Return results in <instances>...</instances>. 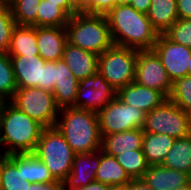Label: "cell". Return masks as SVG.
<instances>
[{"mask_svg":"<svg viewBox=\"0 0 191 190\" xmlns=\"http://www.w3.org/2000/svg\"><path fill=\"white\" fill-rule=\"evenodd\" d=\"M105 16L114 45L138 51L153 49L159 33L147 14L131 5H115Z\"/></svg>","mask_w":191,"mask_h":190,"instance_id":"obj_1","label":"cell"},{"mask_svg":"<svg viewBox=\"0 0 191 190\" xmlns=\"http://www.w3.org/2000/svg\"><path fill=\"white\" fill-rule=\"evenodd\" d=\"M44 128L10 101L0 102V149L6 154L33 153Z\"/></svg>","mask_w":191,"mask_h":190,"instance_id":"obj_2","label":"cell"},{"mask_svg":"<svg viewBox=\"0 0 191 190\" xmlns=\"http://www.w3.org/2000/svg\"><path fill=\"white\" fill-rule=\"evenodd\" d=\"M55 127L75 154L101 149L102 136L97 112L76 107L61 108Z\"/></svg>","mask_w":191,"mask_h":190,"instance_id":"obj_3","label":"cell"},{"mask_svg":"<svg viewBox=\"0 0 191 190\" xmlns=\"http://www.w3.org/2000/svg\"><path fill=\"white\" fill-rule=\"evenodd\" d=\"M65 29L68 43L98 56L113 45L105 15L76 13Z\"/></svg>","mask_w":191,"mask_h":190,"instance_id":"obj_4","label":"cell"},{"mask_svg":"<svg viewBox=\"0 0 191 190\" xmlns=\"http://www.w3.org/2000/svg\"><path fill=\"white\" fill-rule=\"evenodd\" d=\"M33 154L57 181L63 182L71 172L75 153L56 127L43 129Z\"/></svg>","mask_w":191,"mask_h":190,"instance_id":"obj_5","label":"cell"},{"mask_svg":"<svg viewBox=\"0 0 191 190\" xmlns=\"http://www.w3.org/2000/svg\"><path fill=\"white\" fill-rule=\"evenodd\" d=\"M138 50L112 45L99 55L98 72L116 90L135 78Z\"/></svg>","mask_w":191,"mask_h":190,"instance_id":"obj_6","label":"cell"},{"mask_svg":"<svg viewBox=\"0 0 191 190\" xmlns=\"http://www.w3.org/2000/svg\"><path fill=\"white\" fill-rule=\"evenodd\" d=\"M144 132L166 134L175 139L191 134V115L167 99L145 114Z\"/></svg>","mask_w":191,"mask_h":190,"instance_id":"obj_7","label":"cell"},{"mask_svg":"<svg viewBox=\"0 0 191 190\" xmlns=\"http://www.w3.org/2000/svg\"><path fill=\"white\" fill-rule=\"evenodd\" d=\"M10 102L46 127H55L59 110L53 93L39 87L17 88Z\"/></svg>","mask_w":191,"mask_h":190,"instance_id":"obj_8","label":"cell"},{"mask_svg":"<svg viewBox=\"0 0 191 190\" xmlns=\"http://www.w3.org/2000/svg\"><path fill=\"white\" fill-rule=\"evenodd\" d=\"M145 112L123 103L117 96L98 115L101 136L143 128Z\"/></svg>","mask_w":191,"mask_h":190,"instance_id":"obj_9","label":"cell"},{"mask_svg":"<svg viewBox=\"0 0 191 190\" xmlns=\"http://www.w3.org/2000/svg\"><path fill=\"white\" fill-rule=\"evenodd\" d=\"M134 82L160 91L167 98L172 89V81L153 50L138 51Z\"/></svg>","mask_w":191,"mask_h":190,"instance_id":"obj_10","label":"cell"},{"mask_svg":"<svg viewBox=\"0 0 191 190\" xmlns=\"http://www.w3.org/2000/svg\"><path fill=\"white\" fill-rule=\"evenodd\" d=\"M116 94L117 90L97 72L78 82L75 107L98 113L116 97Z\"/></svg>","mask_w":191,"mask_h":190,"instance_id":"obj_11","label":"cell"},{"mask_svg":"<svg viewBox=\"0 0 191 190\" xmlns=\"http://www.w3.org/2000/svg\"><path fill=\"white\" fill-rule=\"evenodd\" d=\"M152 50L160 58L172 82L188 75V63L191 58L190 47L172 42L164 34H159Z\"/></svg>","mask_w":191,"mask_h":190,"instance_id":"obj_12","label":"cell"},{"mask_svg":"<svg viewBox=\"0 0 191 190\" xmlns=\"http://www.w3.org/2000/svg\"><path fill=\"white\" fill-rule=\"evenodd\" d=\"M101 162V149L92 153L75 154L71 172L63 181L65 190H74L96 180V172Z\"/></svg>","mask_w":191,"mask_h":190,"instance_id":"obj_13","label":"cell"},{"mask_svg":"<svg viewBox=\"0 0 191 190\" xmlns=\"http://www.w3.org/2000/svg\"><path fill=\"white\" fill-rule=\"evenodd\" d=\"M17 88L39 87L45 61L40 55H9Z\"/></svg>","mask_w":191,"mask_h":190,"instance_id":"obj_14","label":"cell"},{"mask_svg":"<svg viewBox=\"0 0 191 190\" xmlns=\"http://www.w3.org/2000/svg\"><path fill=\"white\" fill-rule=\"evenodd\" d=\"M116 96L123 103L134 106L145 113L152 111L168 99L162 92L142 86L134 81L118 89Z\"/></svg>","mask_w":191,"mask_h":190,"instance_id":"obj_15","label":"cell"},{"mask_svg":"<svg viewBox=\"0 0 191 190\" xmlns=\"http://www.w3.org/2000/svg\"><path fill=\"white\" fill-rule=\"evenodd\" d=\"M38 53L45 61H57L63 58V49L67 42L65 27H36Z\"/></svg>","mask_w":191,"mask_h":190,"instance_id":"obj_16","label":"cell"},{"mask_svg":"<svg viewBox=\"0 0 191 190\" xmlns=\"http://www.w3.org/2000/svg\"><path fill=\"white\" fill-rule=\"evenodd\" d=\"M142 180L152 190H176L191 182V176L185 172L160 165H149Z\"/></svg>","mask_w":191,"mask_h":190,"instance_id":"obj_17","label":"cell"},{"mask_svg":"<svg viewBox=\"0 0 191 190\" xmlns=\"http://www.w3.org/2000/svg\"><path fill=\"white\" fill-rule=\"evenodd\" d=\"M62 59L79 81L98 72L99 56L68 42L64 46Z\"/></svg>","mask_w":191,"mask_h":190,"instance_id":"obj_18","label":"cell"},{"mask_svg":"<svg viewBox=\"0 0 191 190\" xmlns=\"http://www.w3.org/2000/svg\"><path fill=\"white\" fill-rule=\"evenodd\" d=\"M21 172L22 181L32 184H49L56 180L49 169L33 153H14L8 157Z\"/></svg>","mask_w":191,"mask_h":190,"instance_id":"obj_19","label":"cell"},{"mask_svg":"<svg viewBox=\"0 0 191 190\" xmlns=\"http://www.w3.org/2000/svg\"><path fill=\"white\" fill-rule=\"evenodd\" d=\"M57 75L53 96L57 106L61 108L75 107L79 80L73 75L63 59L56 61Z\"/></svg>","mask_w":191,"mask_h":190,"instance_id":"obj_20","label":"cell"},{"mask_svg":"<svg viewBox=\"0 0 191 190\" xmlns=\"http://www.w3.org/2000/svg\"><path fill=\"white\" fill-rule=\"evenodd\" d=\"M143 137V128L104 135L101 150L112 156L132 150H142Z\"/></svg>","mask_w":191,"mask_h":190,"instance_id":"obj_21","label":"cell"},{"mask_svg":"<svg viewBox=\"0 0 191 190\" xmlns=\"http://www.w3.org/2000/svg\"><path fill=\"white\" fill-rule=\"evenodd\" d=\"M147 17L159 34L167 31L177 20V0H151Z\"/></svg>","mask_w":191,"mask_h":190,"instance_id":"obj_22","label":"cell"},{"mask_svg":"<svg viewBox=\"0 0 191 190\" xmlns=\"http://www.w3.org/2000/svg\"><path fill=\"white\" fill-rule=\"evenodd\" d=\"M175 138L166 134L144 132L142 151L149 165H160L174 145Z\"/></svg>","mask_w":191,"mask_h":190,"instance_id":"obj_23","label":"cell"},{"mask_svg":"<svg viewBox=\"0 0 191 190\" xmlns=\"http://www.w3.org/2000/svg\"><path fill=\"white\" fill-rule=\"evenodd\" d=\"M8 55H39L36 27L16 25L11 34Z\"/></svg>","mask_w":191,"mask_h":190,"instance_id":"obj_24","label":"cell"},{"mask_svg":"<svg viewBox=\"0 0 191 190\" xmlns=\"http://www.w3.org/2000/svg\"><path fill=\"white\" fill-rule=\"evenodd\" d=\"M161 165L191 176V134L175 140Z\"/></svg>","mask_w":191,"mask_h":190,"instance_id":"obj_25","label":"cell"},{"mask_svg":"<svg viewBox=\"0 0 191 190\" xmlns=\"http://www.w3.org/2000/svg\"><path fill=\"white\" fill-rule=\"evenodd\" d=\"M96 181L108 185L125 186L131 181L124 168L117 162L115 156L101 150V162L96 172Z\"/></svg>","mask_w":191,"mask_h":190,"instance_id":"obj_26","label":"cell"},{"mask_svg":"<svg viewBox=\"0 0 191 190\" xmlns=\"http://www.w3.org/2000/svg\"><path fill=\"white\" fill-rule=\"evenodd\" d=\"M70 17L71 16L57 4L41 0L38 5L36 27H65Z\"/></svg>","mask_w":191,"mask_h":190,"instance_id":"obj_27","label":"cell"},{"mask_svg":"<svg viewBox=\"0 0 191 190\" xmlns=\"http://www.w3.org/2000/svg\"><path fill=\"white\" fill-rule=\"evenodd\" d=\"M131 179L142 178L149 164L142 150H132L115 156Z\"/></svg>","mask_w":191,"mask_h":190,"instance_id":"obj_28","label":"cell"},{"mask_svg":"<svg viewBox=\"0 0 191 190\" xmlns=\"http://www.w3.org/2000/svg\"><path fill=\"white\" fill-rule=\"evenodd\" d=\"M17 90L10 56L0 52V102L10 101Z\"/></svg>","mask_w":191,"mask_h":190,"instance_id":"obj_29","label":"cell"},{"mask_svg":"<svg viewBox=\"0 0 191 190\" xmlns=\"http://www.w3.org/2000/svg\"><path fill=\"white\" fill-rule=\"evenodd\" d=\"M41 0H13L9 5L16 25L36 27L38 5Z\"/></svg>","mask_w":191,"mask_h":190,"instance_id":"obj_30","label":"cell"},{"mask_svg":"<svg viewBox=\"0 0 191 190\" xmlns=\"http://www.w3.org/2000/svg\"><path fill=\"white\" fill-rule=\"evenodd\" d=\"M32 183L22 181L21 172L17 166L7 158L3 164L0 176V190H30Z\"/></svg>","mask_w":191,"mask_h":190,"instance_id":"obj_31","label":"cell"},{"mask_svg":"<svg viewBox=\"0 0 191 190\" xmlns=\"http://www.w3.org/2000/svg\"><path fill=\"white\" fill-rule=\"evenodd\" d=\"M168 99L191 115V76L187 75L173 81Z\"/></svg>","mask_w":191,"mask_h":190,"instance_id":"obj_32","label":"cell"},{"mask_svg":"<svg viewBox=\"0 0 191 190\" xmlns=\"http://www.w3.org/2000/svg\"><path fill=\"white\" fill-rule=\"evenodd\" d=\"M16 26L9 4H0V52H8L11 34Z\"/></svg>","mask_w":191,"mask_h":190,"instance_id":"obj_33","label":"cell"},{"mask_svg":"<svg viewBox=\"0 0 191 190\" xmlns=\"http://www.w3.org/2000/svg\"><path fill=\"white\" fill-rule=\"evenodd\" d=\"M163 34L172 42L191 48V19H178Z\"/></svg>","mask_w":191,"mask_h":190,"instance_id":"obj_34","label":"cell"},{"mask_svg":"<svg viewBox=\"0 0 191 190\" xmlns=\"http://www.w3.org/2000/svg\"><path fill=\"white\" fill-rule=\"evenodd\" d=\"M56 75V61H47L43 67L42 83H40V88L53 92L56 84Z\"/></svg>","mask_w":191,"mask_h":190,"instance_id":"obj_35","label":"cell"},{"mask_svg":"<svg viewBox=\"0 0 191 190\" xmlns=\"http://www.w3.org/2000/svg\"><path fill=\"white\" fill-rule=\"evenodd\" d=\"M75 13L94 14V0H71Z\"/></svg>","mask_w":191,"mask_h":190,"instance_id":"obj_36","label":"cell"},{"mask_svg":"<svg viewBox=\"0 0 191 190\" xmlns=\"http://www.w3.org/2000/svg\"><path fill=\"white\" fill-rule=\"evenodd\" d=\"M115 5V0H94V14L106 15Z\"/></svg>","mask_w":191,"mask_h":190,"instance_id":"obj_37","label":"cell"},{"mask_svg":"<svg viewBox=\"0 0 191 190\" xmlns=\"http://www.w3.org/2000/svg\"><path fill=\"white\" fill-rule=\"evenodd\" d=\"M178 19H191V0H177Z\"/></svg>","mask_w":191,"mask_h":190,"instance_id":"obj_38","label":"cell"},{"mask_svg":"<svg viewBox=\"0 0 191 190\" xmlns=\"http://www.w3.org/2000/svg\"><path fill=\"white\" fill-rule=\"evenodd\" d=\"M125 190H152L148 184H146L142 178L131 179L125 185Z\"/></svg>","mask_w":191,"mask_h":190,"instance_id":"obj_39","label":"cell"},{"mask_svg":"<svg viewBox=\"0 0 191 190\" xmlns=\"http://www.w3.org/2000/svg\"><path fill=\"white\" fill-rule=\"evenodd\" d=\"M151 0H131L130 5L138 12L147 14L150 8Z\"/></svg>","mask_w":191,"mask_h":190,"instance_id":"obj_40","label":"cell"},{"mask_svg":"<svg viewBox=\"0 0 191 190\" xmlns=\"http://www.w3.org/2000/svg\"><path fill=\"white\" fill-rule=\"evenodd\" d=\"M48 3L57 4L59 7L63 8L70 16H73L75 13L72 6L71 0H46Z\"/></svg>","mask_w":191,"mask_h":190,"instance_id":"obj_41","label":"cell"},{"mask_svg":"<svg viewBox=\"0 0 191 190\" xmlns=\"http://www.w3.org/2000/svg\"><path fill=\"white\" fill-rule=\"evenodd\" d=\"M108 184L101 183L99 181H92L86 186L76 188L74 190H107Z\"/></svg>","mask_w":191,"mask_h":190,"instance_id":"obj_42","label":"cell"},{"mask_svg":"<svg viewBox=\"0 0 191 190\" xmlns=\"http://www.w3.org/2000/svg\"><path fill=\"white\" fill-rule=\"evenodd\" d=\"M39 190H65L61 181H55L49 184H39Z\"/></svg>","mask_w":191,"mask_h":190,"instance_id":"obj_43","label":"cell"},{"mask_svg":"<svg viewBox=\"0 0 191 190\" xmlns=\"http://www.w3.org/2000/svg\"><path fill=\"white\" fill-rule=\"evenodd\" d=\"M0 176H1V171L3 168V164L5 160L9 157V154H6L2 149H0Z\"/></svg>","mask_w":191,"mask_h":190,"instance_id":"obj_44","label":"cell"},{"mask_svg":"<svg viewBox=\"0 0 191 190\" xmlns=\"http://www.w3.org/2000/svg\"><path fill=\"white\" fill-rule=\"evenodd\" d=\"M107 190H125V186H121V185H108Z\"/></svg>","mask_w":191,"mask_h":190,"instance_id":"obj_45","label":"cell"},{"mask_svg":"<svg viewBox=\"0 0 191 190\" xmlns=\"http://www.w3.org/2000/svg\"><path fill=\"white\" fill-rule=\"evenodd\" d=\"M116 5H130L131 0H115Z\"/></svg>","mask_w":191,"mask_h":190,"instance_id":"obj_46","label":"cell"},{"mask_svg":"<svg viewBox=\"0 0 191 190\" xmlns=\"http://www.w3.org/2000/svg\"><path fill=\"white\" fill-rule=\"evenodd\" d=\"M176 190H191V182L188 183V184L185 185V186H182V187L176 189Z\"/></svg>","mask_w":191,"mask_h":190,"instance_id":"obj_47","label":"cell"},{"mask_svg":"<svg viewBox=\"0 0 191 190\" xmlns=\"http://www.w3.org/2000/svg\"><path fill=\"white\" fill-rule=\"evenodd\" d=\"M30 190H39V184H32Z\"/></svg>","mask_w":191,"mask_h":190,"instance_id":"obj_48","label":"cell"},{"mask_svg":"<svg viewBox=\"0 0 191 190\" xmlns=\"http://www.w3.org/2000/svg\"><path fill=\"white\" fill-rule=\"evenodd\" d=\"M13 0H0V4H10Z\"/></svg>","mask_w":191,"mask_h":190,"instance_id":"obj_49","label":"cell"},{"mask_svg":"<svg viewBox=\"0 0 191 190\" xmlns=\"http://www.w3.org/2000/svg\"><path fill=\"white\" fill-rule=\"evenodd\" d=\"M188 75L191 76V58L188 63Z\"/></svg>","mask_w":191,"mask_h":190,"instance_id":"obj_50","label":"cell"}]
</instances>
